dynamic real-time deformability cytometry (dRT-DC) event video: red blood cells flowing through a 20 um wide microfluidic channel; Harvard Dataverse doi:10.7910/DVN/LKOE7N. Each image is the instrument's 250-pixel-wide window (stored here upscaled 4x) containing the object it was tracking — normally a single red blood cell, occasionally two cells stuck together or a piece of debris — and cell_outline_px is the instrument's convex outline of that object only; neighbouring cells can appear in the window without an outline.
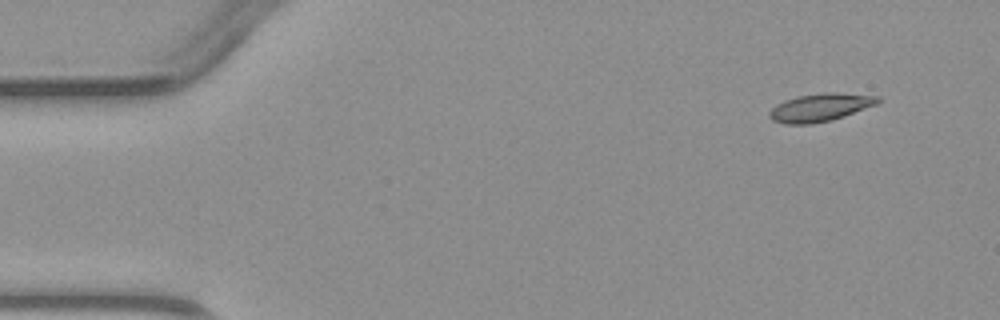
{"species": "common noctule bat (a hibernating species)", "species_latin": "Nyctalus noctula", "temperature_condition": "warm", "stored_images_in_passage": 2, "camera_frame_rate_fps": 3000, "um_per_image_px": 0.085, "animal": {"sex": "male", "body_mass_g": 23.1, "forearm_length_mm": 52.7}, "frame": {"image": 1, "passage_image": 1, "time_ms": 0.0, "image_size_px": [1000, 320], "cell_outline_px": [[880, 100], [876, 104], [844, 116], [832, 120], [812, 124], [784, 124], [772, 120], [768, 116], [768, 112], [776, 104], [784, 100], [796, 96], [824, 92], [836, 92], [880, 96]], "centroid_in_image_um": [69.68, 9.13], "position_along_channel_um": 15.3, "area_um2": 17.8}}
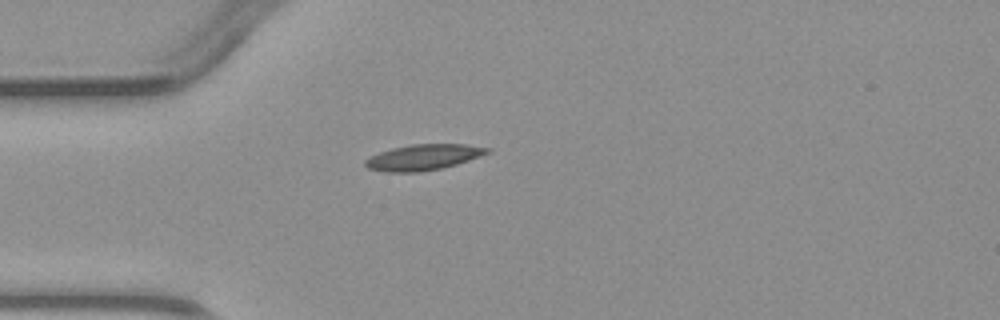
{"frame": {"image": 2, "passage_image": 2, "time_ms": 3.0, "image_size_px": [1000, 320], "cell_outline_px": [[492, 152], [456, 164], [440, 168], [420, 172], [384, 172], [368, 168], [364, 164], [364, 160], [368, 156], [392, 148], [412, 144], [468, 144], [492, 148]], "centroid_in_image_um": [35.98, 13.36], "position_along_channel_um": 49.0, "area_um2": 18.44}}